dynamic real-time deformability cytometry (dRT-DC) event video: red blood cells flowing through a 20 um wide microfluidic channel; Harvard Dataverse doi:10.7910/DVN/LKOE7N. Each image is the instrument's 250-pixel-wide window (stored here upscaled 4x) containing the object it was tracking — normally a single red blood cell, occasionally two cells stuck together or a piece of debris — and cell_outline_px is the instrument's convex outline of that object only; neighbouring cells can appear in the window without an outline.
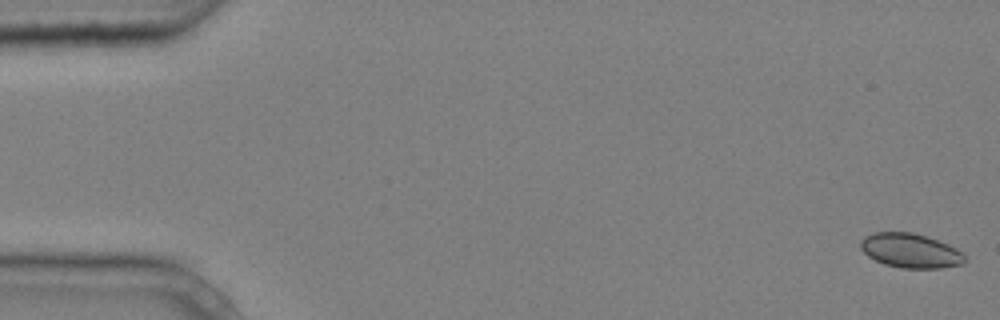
{"species": "common noctule bat (a hibernating species)", "species_latin": "Nyctalus noctula", "temperature_condition": "cold", "stored_images_in_passage": 7, "camera_frame_rate_fps": 3000, "um_per_image_px": 0.085, "animal": {"sex": "male", "body_mass_g": 20.4}, "frame": {"image": 1, "passage_image": 1, "time_ms": 0.0, "image_size_px": [1000, 320], "cell_outline_px": [[964, 264], [940, 268], [900, 268], [884, 264], [868, 256], [860, 248], [860, 240], [864, 236], [872, 232], [912, 232], [928, 236], [948, 244], [956, 248], [964, 256]], "centroid_in_image_um": [77.36, 21.29], "position_along_channel_um": 7.6, "area_um2": 20.98}}
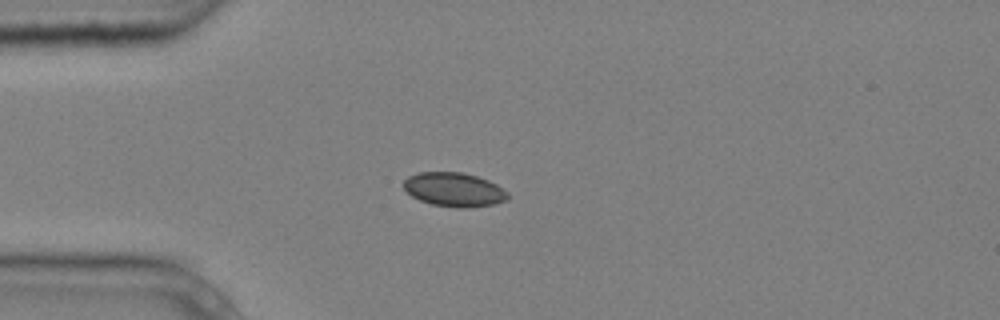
{"frame": {"image": 2, "passage_image": 4, "time_ms": 1.0, "image_size_px": [1000, 320], "cell_outline_px": [[508, 200], [492, 204], [468, 208], [456, 208], [432, 204], [420, 200], [412, 196], [404, 188], [404, 180], [408, 176], [420, 172], [460, 172], [476, 176], [488, 180], [496, 184], [508, 192]], "centroid_in_image_um": [38.6, 16.12], "position_along_channel_um": 46.4, "area_um2": 20.58}}
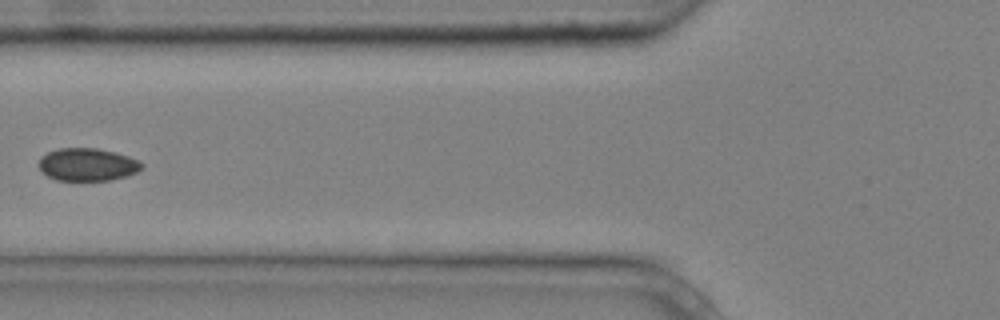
{"frame": {"image": 3, "passage_image": 6, "time_ms": 1.667, "image_size_px": [1000, 320], "cell_outline_px": [[144, 168], [136, 172], [112, 180], [56, 180], [40, 172], [40, 156], [48, 152], [60, 148], [96, 148], [116, 152], [128, 156], [144, 164]], "centroid_in_image_um": [7.43, 13.98], "position_along_channel_um": 118.4, "area_um2": 19.59}}